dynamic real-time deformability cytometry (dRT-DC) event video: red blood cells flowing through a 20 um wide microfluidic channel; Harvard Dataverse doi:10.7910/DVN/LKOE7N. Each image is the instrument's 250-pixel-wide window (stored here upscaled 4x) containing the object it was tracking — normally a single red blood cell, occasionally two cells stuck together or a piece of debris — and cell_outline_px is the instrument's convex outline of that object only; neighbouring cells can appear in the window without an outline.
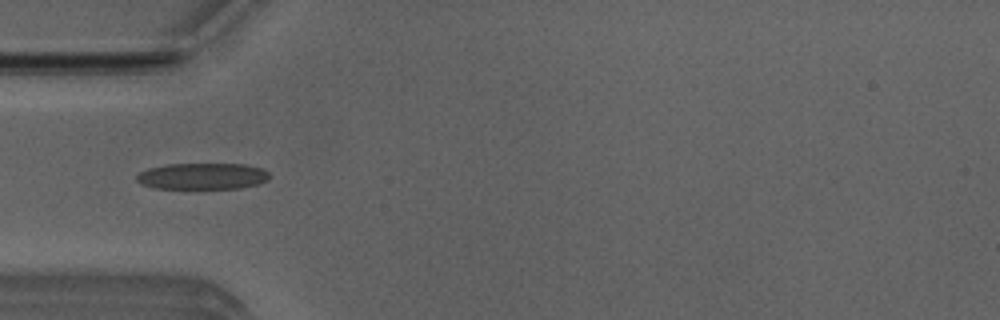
{"species": "Egyptian fruit bat (a non-hibernating species)", "species_latin": "Rousettus aegyptiacus", "temperature_condition": "room temperature", "stored_images_in_passage": 6, "camera_frame_rate_fps": 3000, "um_per_image_px": 0.085, "animal": {"sex": "male"}, "frame": {"image": 1, "passage_image": 4, "time_ms": 1.0, "image_size_px": [1000, 320], "cell_outline_px": [[268, 180], [260, 184], [240, 188], [152, 188], [140, 184], [136, 180], [136, 176], [140, 172], [148, 168], [164, 164], [244, 164], [260, 168], [268, 172]], "centroid_in_image_um": [17.17, 14.97], "position_along_channel_um": 67.8, "area_um2": 20.46}}